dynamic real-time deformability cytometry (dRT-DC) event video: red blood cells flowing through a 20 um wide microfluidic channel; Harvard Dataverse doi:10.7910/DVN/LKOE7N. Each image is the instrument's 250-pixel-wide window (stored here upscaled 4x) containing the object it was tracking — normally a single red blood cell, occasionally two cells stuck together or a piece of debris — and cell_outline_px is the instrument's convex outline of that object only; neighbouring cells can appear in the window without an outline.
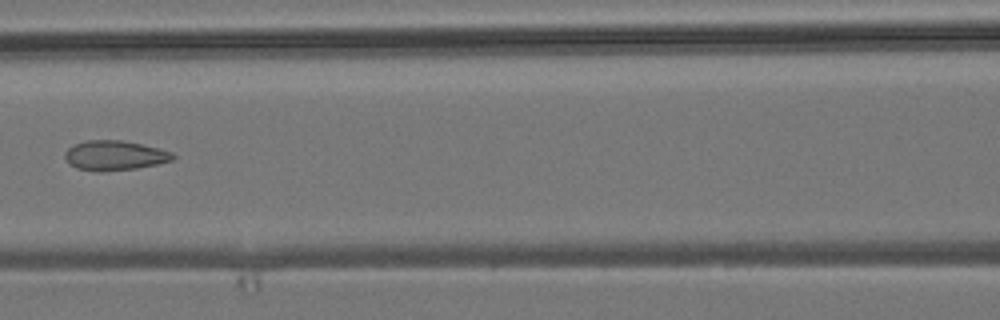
{"species": "common noctule bat (a hibernating species)", "species_latin": "Nyctalus noctula", "temperature_condition": "room temperature", "stored_images_in_passage": 8, "camera_frame_rate_fps": 3000, "um_per_image_px": 0.085, "animal": {"sex": "male", "body_mass_g": 19.2, "forearm_length_mm": 51.8}, "frame": {"image": 1, "passage_image": 7, "time_ms": 7.0, "image_size_px": [1000, 320], "cell_outline_px": [[176, 156], [172, 160], [156, 164], [136, 168], [100, 172], [96, 172], [76, 168], [68, 164], [64, 156], [64, 152], [72, 144], [84, 140], [120, 140], [160, 148], [172, 152]], "centroid_in_image_um": [9.69, 13.21], "position_along_channel_um": 156.9, "area_um2": 18.9}}
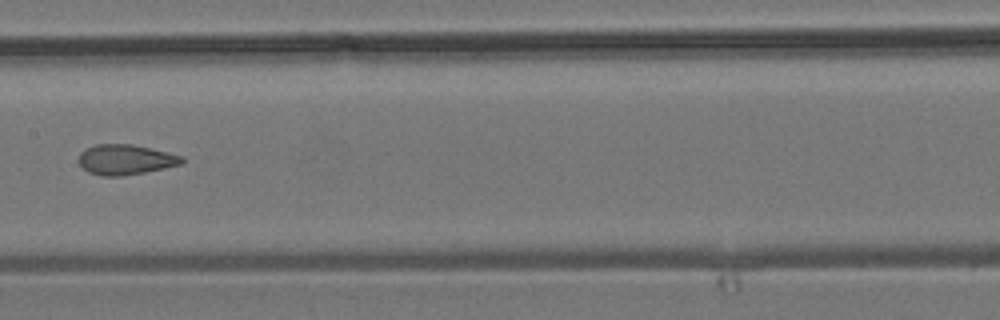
{"frame": {"image": 2, "passage_image": 8, "time_ms": 8.0, "image_size_px": [1000, 320], "cell_outline_px": [[184, 164], [144, 172], [120, 176], [104, 176], [88, 172], [80, 164], [80, 152], [84, 148], [96, 144], [132, 144], [184, 156]], "centroid_in_image_um": [10.69, 13.56], "position_along_channel_um": 196.7, "area_um2": 18.09}}